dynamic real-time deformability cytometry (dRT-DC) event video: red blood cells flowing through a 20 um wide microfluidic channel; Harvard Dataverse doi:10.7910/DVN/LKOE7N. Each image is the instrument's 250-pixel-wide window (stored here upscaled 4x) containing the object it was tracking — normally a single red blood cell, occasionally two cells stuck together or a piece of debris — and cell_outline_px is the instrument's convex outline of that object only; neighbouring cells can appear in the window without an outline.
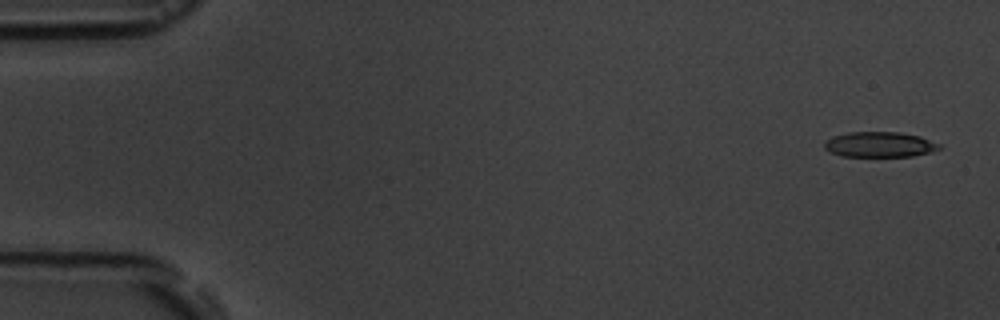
{"species": "common noctule bat (a hibernating species)", "species_latin": "Nyctalus noctula", "temperature_condition": "room temperature", "stored_images_in_passage": 5, "camera_frame_rate_fps": 3000, "um_per_image_px": 0.085, "animal": {"sex": "male", "body_mass_g": 19.5, "forearm_length_mm": 54.6}, "frame": {"image": 1, "passage_image": 1, "time_ms": 0.0, "image_size_px": [1000, 320], "cell_outline_px": [[940, 148], [932, 152], [912, 156], [840, 156], [828, 152], [824, 148], [824, 144], [832, 136], [848, 132], [900, 132], [920, 136], [940, 144]], "centroid_in_image_um": [74.75, 12.28], "position_along_channel_um": 10.2, "area_um2": 16.99}}
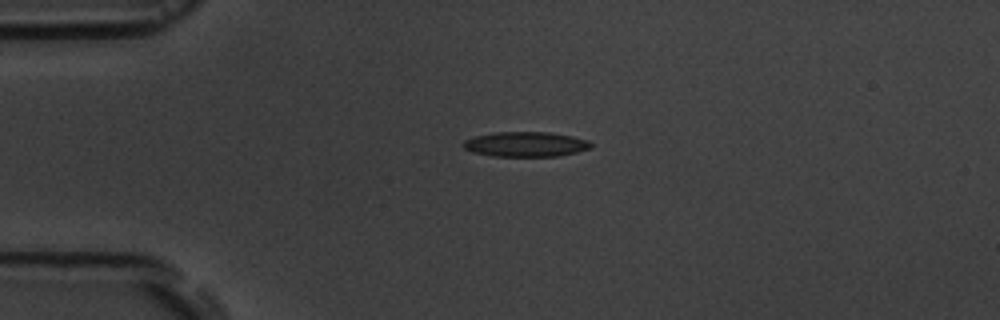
{"frame": {"image": 2, "passage_image": 4, "time_ms": 3.667, "image_size_px": [1000, 320], "cell_outline_px": [[592, 148], [560, 156], [492, 156], [472, 152], [464, 148], [460, 144], [464, 140], [476, 136], [492, 132], [548, 132], [572, 136], [588, 140], [592, 144]], "centroid_in_image_um": [44.66, 12.26], "position_along_channel_um": 40.3, "area_um2": 18.67}}